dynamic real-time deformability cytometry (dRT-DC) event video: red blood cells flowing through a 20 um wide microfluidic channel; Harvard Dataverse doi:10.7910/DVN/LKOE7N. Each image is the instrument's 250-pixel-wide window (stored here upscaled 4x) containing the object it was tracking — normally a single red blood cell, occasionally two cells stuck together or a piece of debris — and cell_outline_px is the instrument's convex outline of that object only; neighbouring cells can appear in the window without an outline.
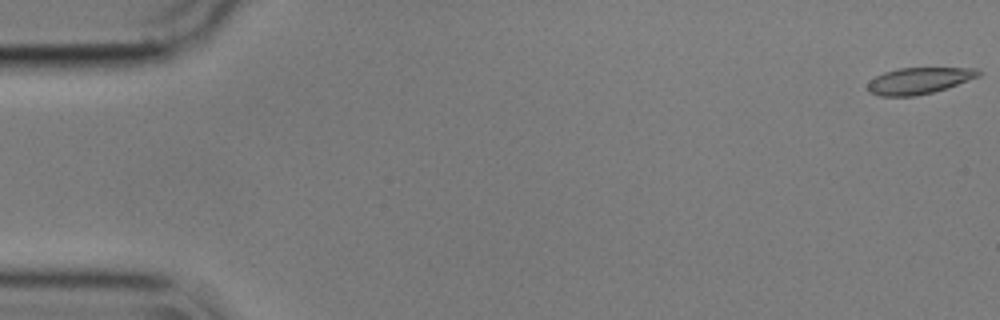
{"species": "common noctule bat (a hibernating species)", "species_latin": "Nyctalus noctula", "temperature_condition": "cold", "stored_images_in_passage": 56, "camera_frame_rate_fps": 3000, "um_per_image_px": 0.085, "animal": {"sex": "male", "body_mass_g": 17.9}, "frame": {"image": 1, "passage_image": 1, "time_ms": 0.0, "image_size_px": [1000, 320], "cell_outline_px": [[980, 76], [948, 88], [916, 96], [880, 96], [868, 92], [868, 84], [876, 76], [884, 72], [900, 68], [980, 68]], "centroid_in_image_um": [78.14, 6.86], "position_along_channel_um": 6.9, "area_um2": 17.05}}
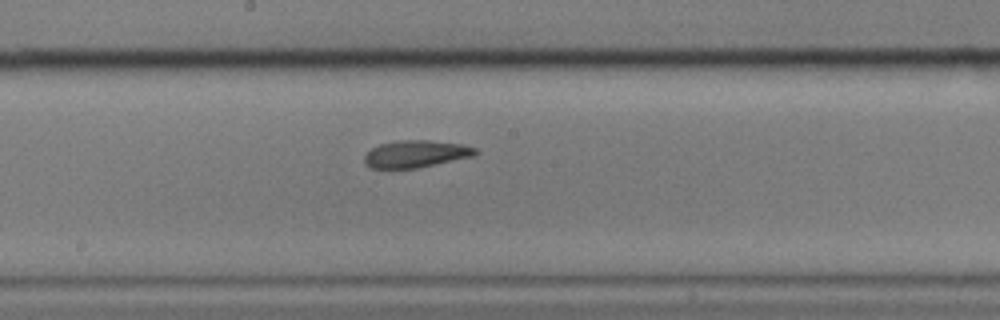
{"frame": {"image": 2, "passage_image": 30, "time_ms": 9.667, "image_size_px": [1000, 320], "cell_outline_px": [[480, 152], [476, 156], [416, 168], [372, 168], [364, 164], [364, 156], [372, 148], [380, 144], [396, 140], [428, 140], [464, 144], [476, 148]], "centroid_in_image_um": [35.39, 13.07], "position_along_channel_um": 212.8, "area_um2": 17.74}}
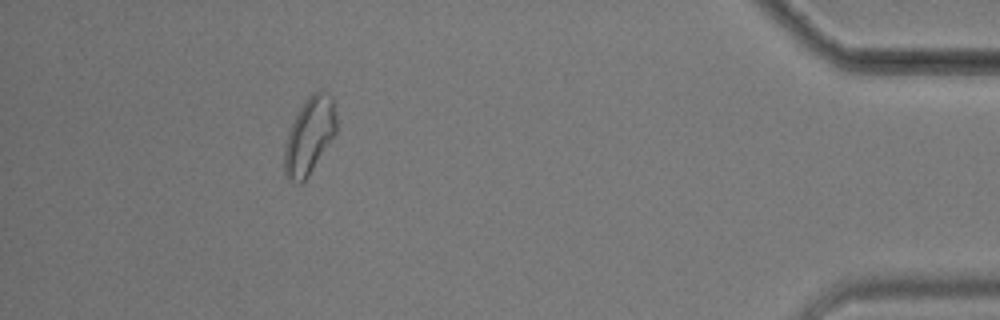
{"frame": {"image": 3, "passage_image": 51, "time_ms": 16.667, "image_size_px": [1000, 320], "cell_outline_px": [[336, 132], [308, 176], [300, 184], [288, 180], [284, 172], [284, 144], [288, 132], [304, 100], [312, 92], [320, 88], [332, 96], [336, 116]], "centroid_in_image_um": [26.29, 11.51], "position_along_channel_um": 408.9, "area_um2": 23.24}, "authors_computed_cell_mechanics": {"area_um2": 18.2937, "velocity_mm_per_s": 3.5719, "shape_relaxation_time_tau1_ms": 5.2581, "shape_relaxation_time_tau2_ms": 3.4166, "deformation_change_tau1": 0.1229, "deformation_change_tau2": 0.0972}}